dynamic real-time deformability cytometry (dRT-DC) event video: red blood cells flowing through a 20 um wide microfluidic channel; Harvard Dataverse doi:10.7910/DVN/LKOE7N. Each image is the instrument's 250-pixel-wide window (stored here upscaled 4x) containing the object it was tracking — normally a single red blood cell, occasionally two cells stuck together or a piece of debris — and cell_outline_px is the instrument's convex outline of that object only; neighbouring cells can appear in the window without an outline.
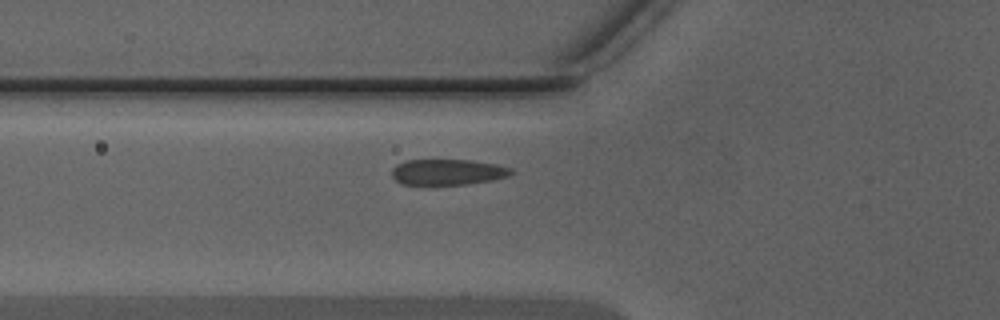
{"species": "Egyptian fruit bat (a non-hibernating species)", "species_latin": "Rousettus aegyptiacus", "temperature_condition": "warm", "stored_images_in_passage": 33, "camera_frame_rate_fps": 3000, "um_per_image_px": 0.085, "animal": {"sex": "male"}, "frame": {"image": 1, "passage_image": 2, "time_ms": 0.333, "image_size_px": [1000, 320], "cell_outline_px": [[516, 172], [508, 176], [492, 180], [468, 184], [432, 188], [428, 188], [400, 184], [392, 176], [392, 168], [396, 164], [408, 160], [472, 160], [496, 164], [512, 168]], "centroid_in_image_um": [38.01, 14.68], "position_along_channel_um": 87.8, "area_um2": 19.02}}
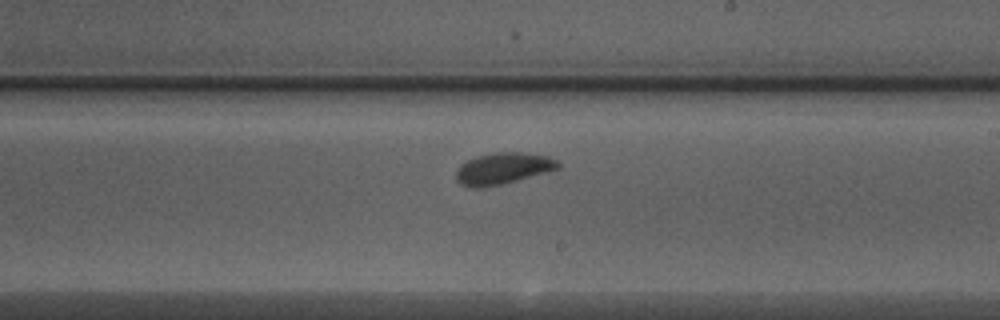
{"frame": {"image": 2, "passage_image": 13, "time_ms": 4.0, "image_size_px": [1000, 320], "cell_outline_px": [[560, 168], [548, 172], [484, 188], [472, 188], [460, 184], [456, 180], [456, 172], [460, 164], [468, 160], [492, 152], [524, 152], [548, 156], [556, 160], [560, 164]], "centroid_in_image_um": [42.75, 14.32], "position_along_channel_um": 246.3, "area_um2": 18.73}}
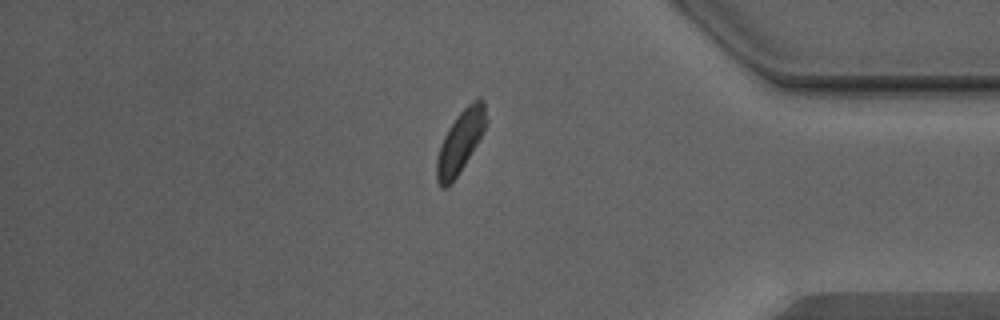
{"frame": {"image": 3, "passage_image": 25, "time_ms": 8.0, "image_size_px": [1000, 320], "cell_outline_px": [[488, 124], [452, 184], [448, 188], [440, 188], [436, 180], [436, 160], [440, 144], [448, 128], [456, 116], [472, 100], [480, 96], [484, 100], [488, 120]], "centroid_in_image_um": [39.13, 12.02], "position_along_channel_um": 396.1, "area_um2": 18.15}}